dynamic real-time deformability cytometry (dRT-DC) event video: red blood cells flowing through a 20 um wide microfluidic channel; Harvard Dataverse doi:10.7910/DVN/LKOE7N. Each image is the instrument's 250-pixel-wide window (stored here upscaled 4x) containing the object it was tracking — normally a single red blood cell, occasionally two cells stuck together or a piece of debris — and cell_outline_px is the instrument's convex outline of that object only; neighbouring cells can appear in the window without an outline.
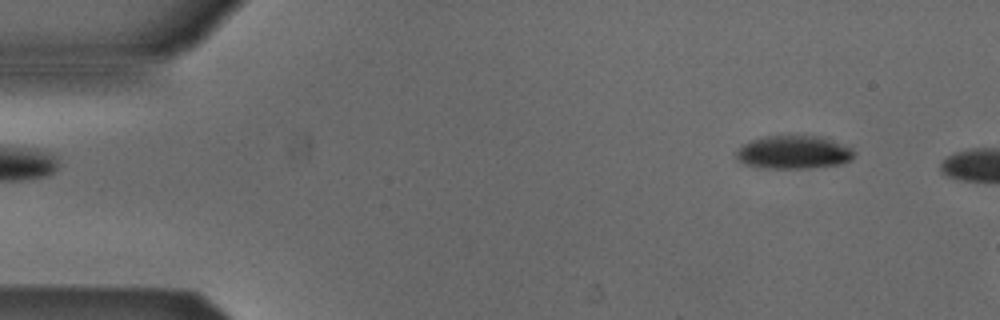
{"species": "Egyptian fruit bat (a non-hibernating species)", "species_latin": "Rousettus aegyptiacus", "temperature_condition": "cold", "stored_images_in_passage": 5, "camera_frame_rate_fps": 3000, "um_per_image_px": 0.085, "animal": {"sex": "male"}, "frame": {"image": 1, "passage_image": 1, "time_ms": 0.0, "image_size_px": [1000, 320], "cell_outline_px": [[856, 152], [852, 160], [840, 164], [812, 168], [760, 168], [744, 164], [736, 160], [736, 152], [748, 140], [768, 136], [824, 136], [852, 148]], "centroid_in_image_um": [67.47, 12.95], "position_along_channel_um": 17.5, "area_um2": 23.12}}